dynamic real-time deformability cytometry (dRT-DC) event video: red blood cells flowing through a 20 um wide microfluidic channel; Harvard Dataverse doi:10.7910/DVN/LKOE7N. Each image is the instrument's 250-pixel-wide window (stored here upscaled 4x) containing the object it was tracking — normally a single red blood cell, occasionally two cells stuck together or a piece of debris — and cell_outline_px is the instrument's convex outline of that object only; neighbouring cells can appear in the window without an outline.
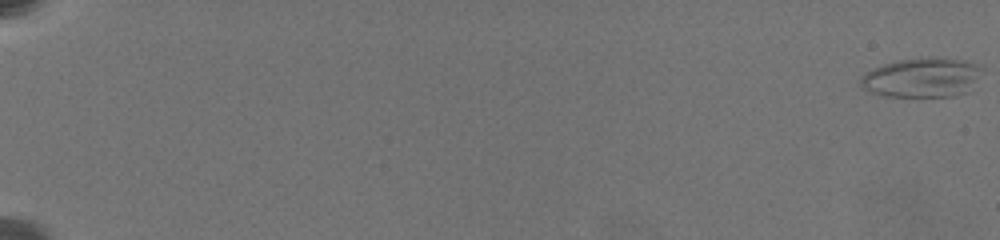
{"species": "common noctule bat (a hibernating species)", "species_latin": "Nyctalus noctula", "temperature_condition": "warm", "stored_images_in_passage": 15, "camera_frame_rate_fps": 3000, "um_per_image_px": 0.085, "animal": {"sex": "female", "body_mass_g": 19.5, "forearm_length_mm": 54.1}, "frame": {"image": 1, "passage_image": 1, "time_ms": 0.0, "image_size_px": [1000, 240], "cell_outline_px": [[976, 68], [972, 80], [964, 92], [952, 96], [892, 96], [872, 92], [860, 88], [860, 76], [884, 64], [900, 60], [952, 60], [968, 64]], "centroid_in_image_um": [78.12, 6.65], "position_along_channel_um": 6.9, "area_um2": 25.43}}
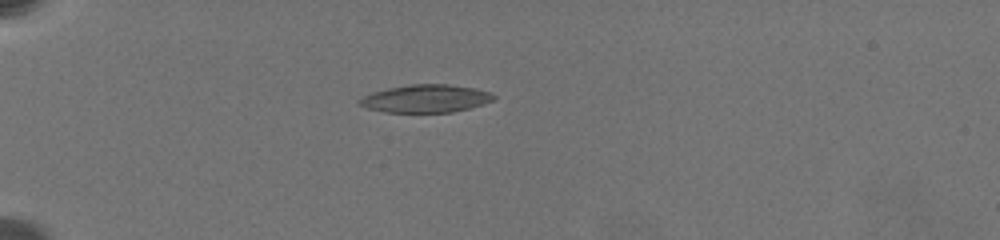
{"frame": {"image": 2, "passage_image": 13, "time_ms": 7.333, "image_size_px": [1000, 240], "cell_outline_px": [[496, 96], [492, 100], [468, 108], [452, 112], [384, 112], [368, 108], [356, 104], [356, 100], [372, 92], [388, 88], [412, 84], [448, 84], [472, 88], [492, 92]], "centroid_in_image_um": [36.13, 8.37], "position_along_channel_um": 48.9, "area_um2": 21.62}}
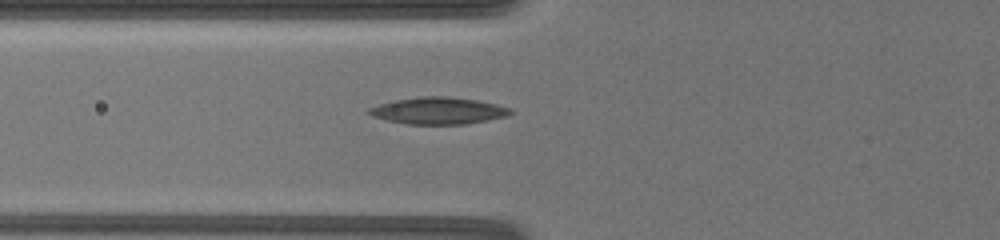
{"frame": {"image": 3, "passage_image": 15, "time_ms": 9.667, "image_size_px": [1000, 240], "cell_outline_px": [[512, 112], [504, 116], [488, 120], [464, 124], [408, 124], [388, 120], [372, 116], [364, 112], [368, 108], [380, 104], [396, 100], [420, 96], [448, 96], [476, 100], [496, 104], [512, 108]], "centroid_in_image_um": [37.23, 9.4], "position_along_channel_um": 88.6, "area_um2": 22.02}}